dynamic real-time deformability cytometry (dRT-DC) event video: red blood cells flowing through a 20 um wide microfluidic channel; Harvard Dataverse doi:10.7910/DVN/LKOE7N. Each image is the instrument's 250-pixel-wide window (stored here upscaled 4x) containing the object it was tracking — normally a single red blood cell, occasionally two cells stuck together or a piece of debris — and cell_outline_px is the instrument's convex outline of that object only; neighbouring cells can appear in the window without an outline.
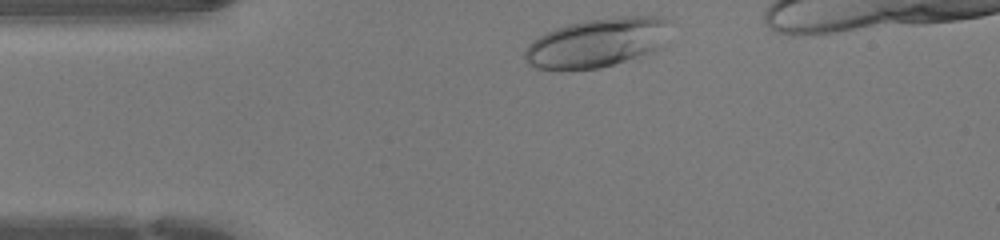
{"species": "human", "species_latin": "Homo sapiens", "temperature_condition": "warm", "stored_images_in_passage": 30, "camera_frame_rate_fps": 3000, "um_per_image_px": 0.085, "donor": {"sex": "female"}, "frame": {"image": 1, "passage_image": 1, "time_ms": 0.0, "image_size_px": [1000, 240], "cell_outline_px": [[664, 20], [652, 48], [644, 52], [624, 60], [600, 68], [536, 68], [528, 64], [524, 56], [524, 52], [540, 36], [556, 28], [568, 24], [584, 20], [612, 16], [652, 16]], "centroid_in_image_um": [50.51, 3.61], "position_along_channel_um": 34.5, "area_um2": 38.61}}
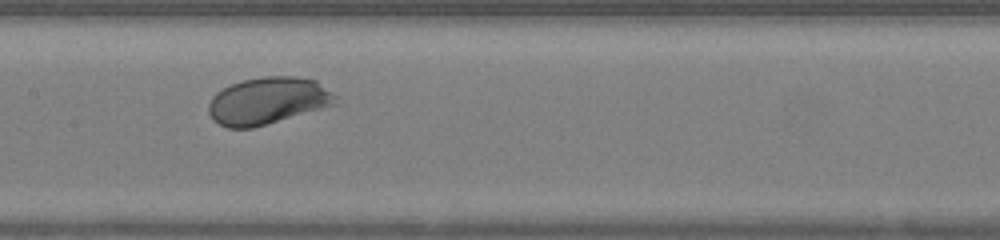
{"frame": {"image": 2, "passage_image": 14, "time_ms": 4.333, "image_size_px": [1000, 240], "cell_outline_px": [[340, 96], [336, 104], [252, 128], [228, 128], [212, 120], [208, 112], [208, 104], [212, 96], [216, 92], [232, 84], [244, 80], [264, 76], [296, 76], [316, 80]], "centroid_in_image_um": [22.79, 8.56], "position_along_channel_um": 184.6, "area_um2": 34.91}}
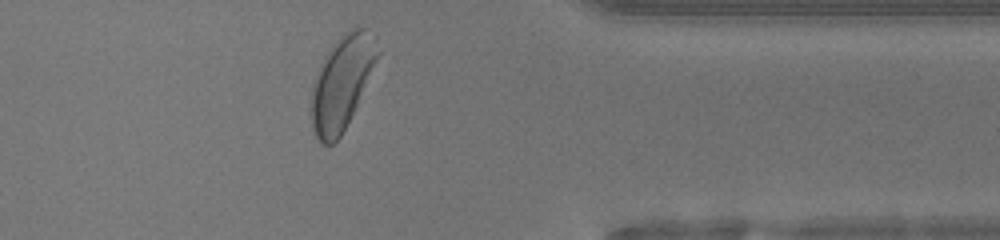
{"frame": {"image": 3, "passage_image": 29, "time_ms": 9.333, "image_size_px": [1000, 240], "cell_outline_px": [[380, 52], [356, 104], [340, 136], [332, 144], [320, 144], [312, 128], [312, 84], [324, 56], [332, 44], [344, 32], [352, 28], [364, 28], [368, 32]], "centroid_in_image_um": [29.01, 7.02], "position_along_channel_um": 382.4, "area_um2": 34.91}, "authors_computed_cell_mechanics": {"area_um2": 34.8823, "velocity_mm_per_s": 4.2601, "shape_relaxation_time_tau1_ms": 1.8621, "shape_relaxation_time_tau2_ms": null, "deformation_change_tau1": 0.1339, "deformation_change_tau2": null}}